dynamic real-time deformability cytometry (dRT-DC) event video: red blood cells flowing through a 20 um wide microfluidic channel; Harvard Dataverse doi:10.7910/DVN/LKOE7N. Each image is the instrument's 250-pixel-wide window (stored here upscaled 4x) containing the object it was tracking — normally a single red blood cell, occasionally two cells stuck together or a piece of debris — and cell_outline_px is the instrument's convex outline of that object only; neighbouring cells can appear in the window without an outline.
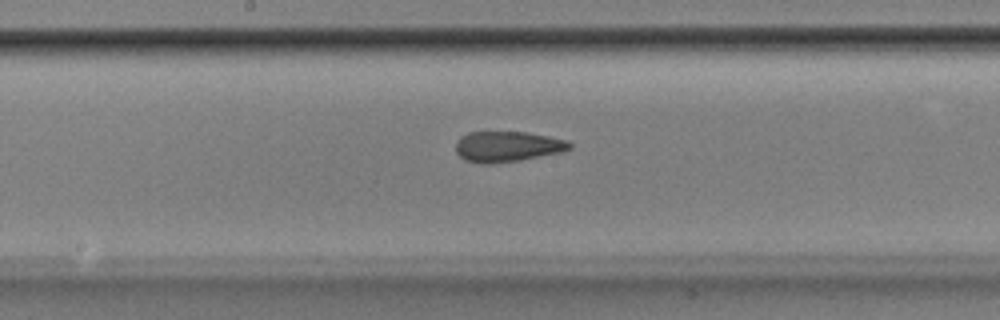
{"species": "Egyptian fruit bat (a non-hibernating species)", "species_latin": "Rousettus aegyptiacus", "temperature_condition": "room temperature", "stored_images_in_passage": 53, "camera_frame_rate_fps": 3000, "um_per_image_px": 0.085, "animal": {"sex": "male"}, "frame": {"image": 1, "passage_image": 28, "time_ms": 9.0, "image_size_px": [1000, 320], "cell_outline_px": [[572, 148], [564, 152], [520, 160], [492, 164], [480, 164], [464, 160], [456, 152], [456, 140], [460, 136], [468, 132], [528, 132], [568, 140], [572, 144]], "centroid_in_image_um": [43.13, 12.46], "position_along_channel_um": 205.1, "area_um2": 20.63}}
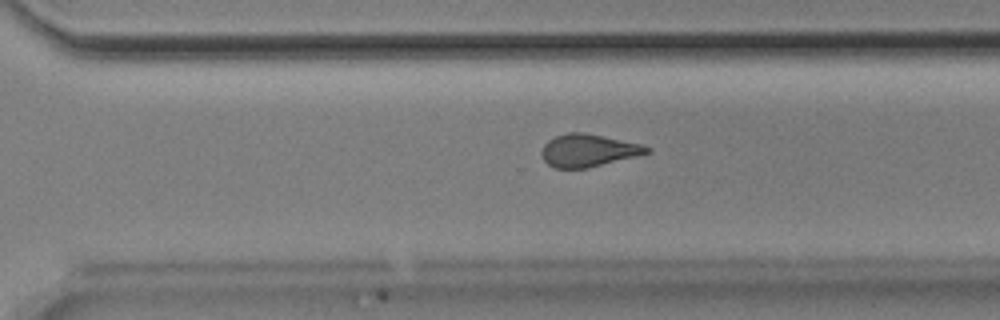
{"frame": {"image": 2, "passage_image": 37, "time_ms": 12.0, "image_size_px": [1000, 320], "cell_outline_px": [[652, 152], [588, 168], [556, 168], [548, 164], [544, 160], [540, 152], [544, 144], [548, 140], [556, 136], [568, 132], [584, 132], [640, 144], [652, 148]], "centroid_in_image_um": [49.99, 12.78], "position_along_channel_um": 320.6, "area_um2": 19.88}}
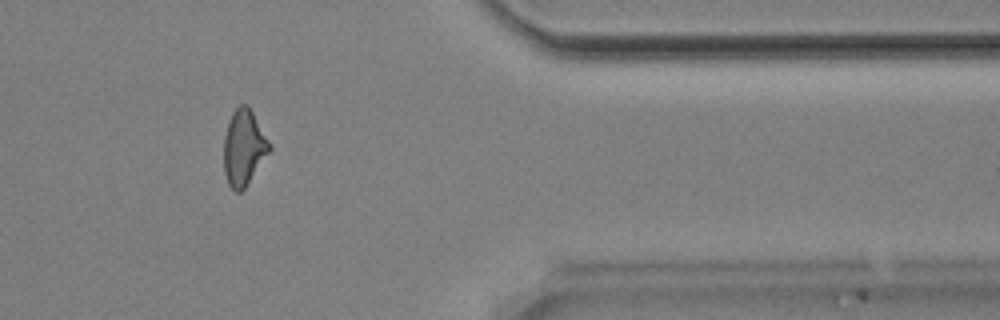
{"frame": {"image": 3, "passage_image": 44, "time_ms": 14.333, "image_size_px": [1000, 320], "cell_outline_px": [[272, 148], [244, 188], [240, 192], [236, 192], [228, 184], [224, 172], [224, 136], [228, 120], [232, 112], [240, 104], [248, 104], [268, 140]], "centroid_in_image_um": [20.7, 12.52], "position_along_channel_um": 390.7, "area_um2": 19.94}, "authors_computed_cell_mechanics": {"area_um2": 20.6346, "velocity_mm_per_s": 3.8658, "shape_relaxation_time_tau1_ms": null, "shape_relaxation_time_tau2_ms": 2.579, "deformation_change_tau1": null, "deformation_change_tau2": 0.1095}}